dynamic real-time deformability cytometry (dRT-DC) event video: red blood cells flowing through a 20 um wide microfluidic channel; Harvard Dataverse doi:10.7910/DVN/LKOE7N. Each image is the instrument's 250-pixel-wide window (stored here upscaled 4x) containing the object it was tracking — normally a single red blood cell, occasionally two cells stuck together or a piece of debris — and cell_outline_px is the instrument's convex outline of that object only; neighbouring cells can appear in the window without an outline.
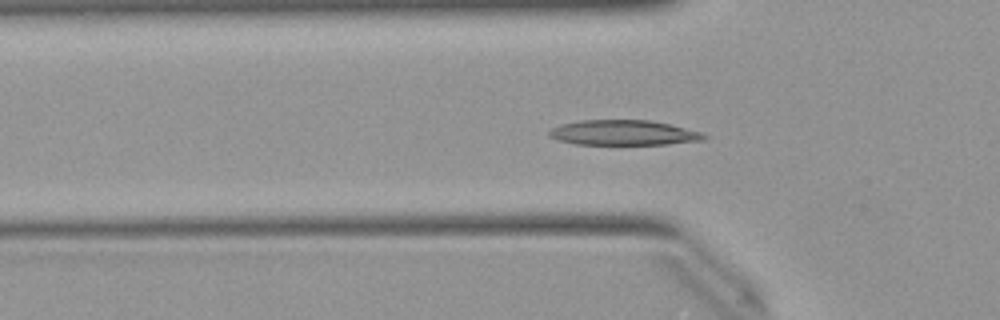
{"species": "Egyptian fruit bat (a non-hibernating species)", "species_latin": "Rousettus aegyptiacus", "temperature_condition": "warm", "stored_images_in_passage": 30, "camera_frame_rate_fps": 3000, "um_per_image_px": 0.085, "animal": {"sex": "female"}, "frame": {"image": 1, "passage_image": 6, "time_ms": 1.667, "image_size_px": [1000, 320], "cell_outline_px": [[708, 136], [704, 140], [668, 144], [576, 144], [560, 140], [548, 136], [548, 132], [552, 128], [564, 124], [580, 120], [652, 120], [700, 132]], "centroid_in_image_um": [53.0, 11.28], "position_along_channel_um": 72.8, "area_um2": 22.37}}
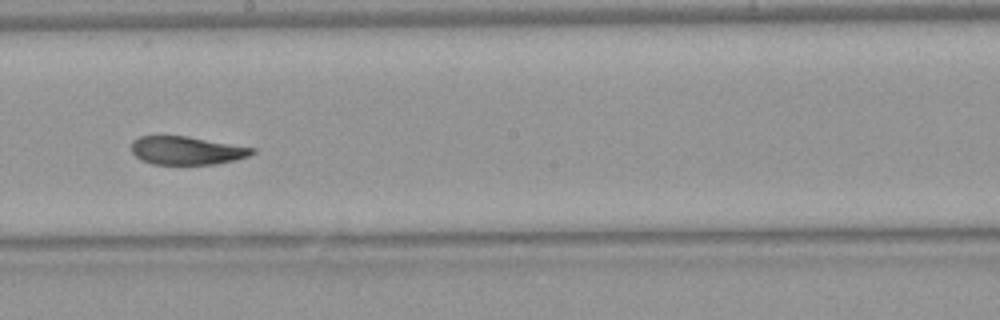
{"frame": {"image": 2, "passage_image": 18, "time_ms": 5.667, "image_size_px": [1000, 320], "cell_outline_px": [[256, 152], [248, 156], [236, 160], [216, 164], [152, 164], [140, 160], [132, 152], [132, 140], [140, 136], [188, 136], [256, 148]], "centroid_in_image_um": [15.88, 12.79], "position_along_channel_um": 232.3, "area_um2": 20.0}}
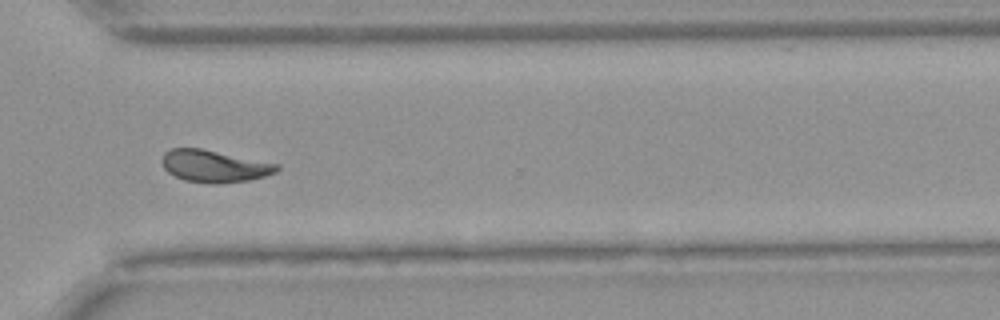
{"frame": {"image": 3, "passage_image": 27, "time_ms": 8.667, "image_size_px": [1000, 320], "cell_outline_px": [[280, 168], [276, 172], [264, 176], [248, 180], [216, 184], [212, 184], [184, 180], [168, 172], [164, 168], [160, 160], [164, 152], [172, 148], [200, 148], [280, 164]], "centroid_in_image_um": [18.2, 14.12], "position_along_channel_um": 352.4, "area_um2": 21.5}, "authors_computed_cell_mechanics": {"area_um2": 21.5016, "velocity_mm_per_s": 3.9909, "shape_relaxation_time_tau1_ms": 6.5816, "shape_relaxation_time_tau2_ms": 2.9292, "deformation_change_tau1": 0.2201, "deformation_change_tau2": 0.0667}}